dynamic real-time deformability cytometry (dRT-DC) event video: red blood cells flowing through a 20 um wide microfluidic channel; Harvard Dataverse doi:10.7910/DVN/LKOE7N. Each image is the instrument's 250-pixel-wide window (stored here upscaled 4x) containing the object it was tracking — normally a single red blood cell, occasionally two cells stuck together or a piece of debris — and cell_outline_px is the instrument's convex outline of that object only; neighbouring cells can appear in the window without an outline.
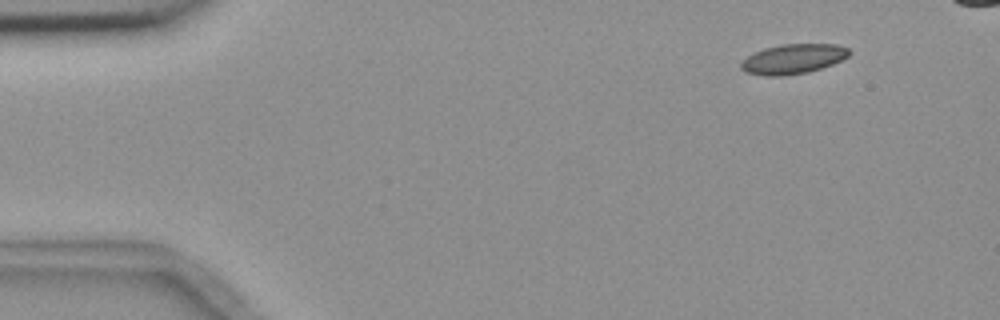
{"species": "common noctule bat (a hibernating species)", "species_latin": "Nyctalus noctula", "temperature_condition": "room temperature", "stored_images_in_passage": 6, "camera_frame_rate_fps": 3000, "um_per_image_px": 0.085, "animal": {"sex": "female", "body_mass_g": 18.4}, "frame": {"image": 1, "passage_image": 1, "time_ms": 0.0, "image_size_px": [1000, 320], "cell_outline_px": [[852, 52], [848, 56], [832, 64], [808, 72], [784, 76], [768, 76], [744, 72], [740, 68], [740, 64], [748, 56], [764, 48], [784, 44], [836, 44], [848, 48]], "centroid_in_image_um": [67.42, 5.01], "position_along_channel_um": 17.6, "area_um2": 18.67}}